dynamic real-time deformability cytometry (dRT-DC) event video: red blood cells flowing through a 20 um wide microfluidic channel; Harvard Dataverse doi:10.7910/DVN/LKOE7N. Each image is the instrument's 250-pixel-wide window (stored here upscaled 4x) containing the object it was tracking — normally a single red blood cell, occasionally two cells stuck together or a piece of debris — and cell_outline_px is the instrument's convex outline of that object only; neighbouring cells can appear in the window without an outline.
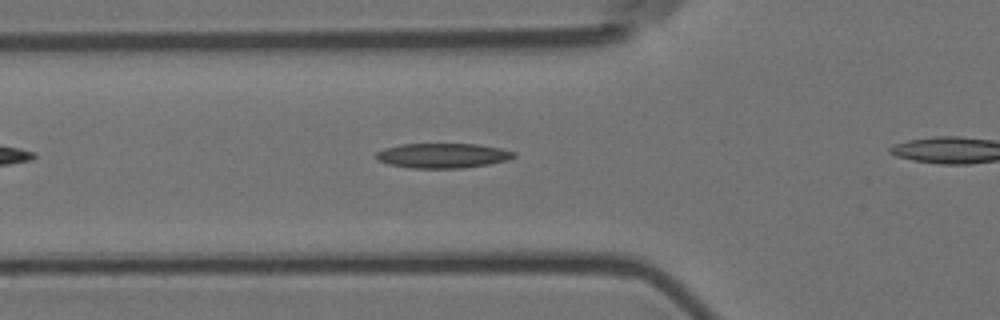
{"species": "Egyptian fruit bat (a non-hibernating species)", "species_latin": "Rousettus aegyptiacus", "temperature_condition": "room temperature", "stored_images_in_passage": 36, "camera_frame_rate_fps": 3000, "um_per_image_px": 0.085, "animal": {"sex": "female"}, "frame": {"image": 1, "passage_image": 10, "time_ms": 3.0, "image_size_px": [1000, 320], "cell_outline_px": [[516, 156], [508, 160], [488, 164], [464, 168], [408, 168], [388, 164], [376, 160], [376, 152], [384, 148], [400, 144], [476, 144], [500, 148], [516, 152]], "centroid_in_image_um": [37.61, 13.23], "position_along_channel_um": 88.2, "area_um2": 20.06}}
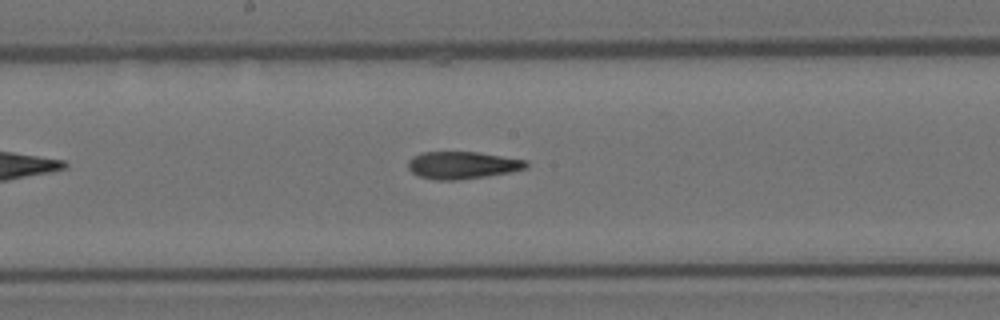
{"frame": {"image": 2, "passage_image": 20, "time_ms": 6.333, "image_size_px": [1000, 320], "cell_outline_px": [[528, 168], [512, 172], [456, 180], [436, 180], [416, 176], [408, 168], [408, 160], [412, 156], [424, 152], [476, 152], [528, 160]], "centroid_in_image_um": [39.3, 14.04], "position_along_channel_um": 208.9, "area_um2": 18.9}}
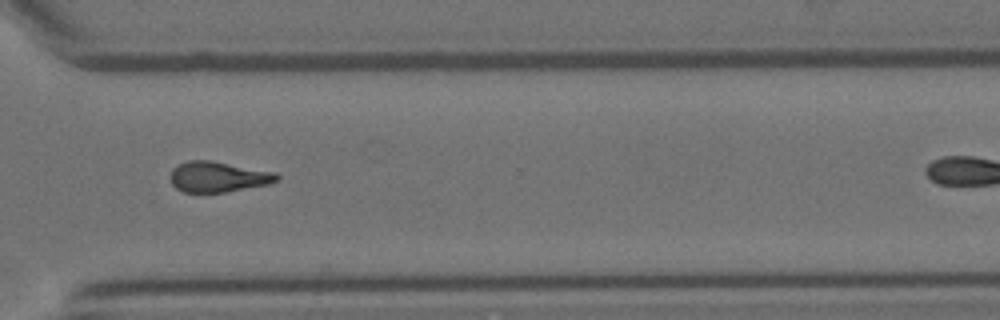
{"frame": {"image": 3, "passage_image": 32, "time_ms": 10.333, "image_size_px": [1000, 320], "cell_outline_px": [[280, 176], [276, 180], [268, 184], [224, 192], [184, 192], [176, 188], [172, 184], [168, 176], [172, 168], [188, 160], [212, 160], [276, 172]], "centroid_in_image_um": [18.5, 15.01], "position_along_channel_um": 352.1, "area_um2": 19.02}}